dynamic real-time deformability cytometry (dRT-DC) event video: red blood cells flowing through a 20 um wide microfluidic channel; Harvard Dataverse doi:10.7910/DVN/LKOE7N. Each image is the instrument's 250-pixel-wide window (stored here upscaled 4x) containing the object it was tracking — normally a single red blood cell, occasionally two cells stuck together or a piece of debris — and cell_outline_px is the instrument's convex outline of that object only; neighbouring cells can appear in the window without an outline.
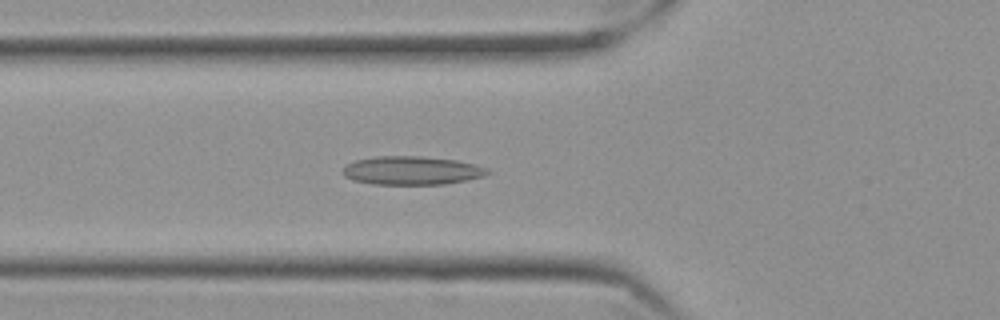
{"species": "Egyptian fruit bat (a non-hibernating species)", "species_latin": "Rousettus aegyptiacus", "temperature_condition": "cold", "stored_images_in_passage": 43, "camera_frame_rate_fps": 3000, "um_per_image_px": 0.085, "frame": {"image": 1, "passage_image": 11, "time_ms": 3.333, "image_size_px": [1000, 320], "cell_outline_px": [[492, 172], [484, 176], [444, 184], [372, 184], [352, 180], [344, 176], [344, 168], [348, 164], [356, 160], [376, 156], [420, 156], [456, 160], [488, 168]], "centroid_in_image_um": [35.0, 14.49], "position_along_channel_um": 90.8, "area_um2": 23.87}}
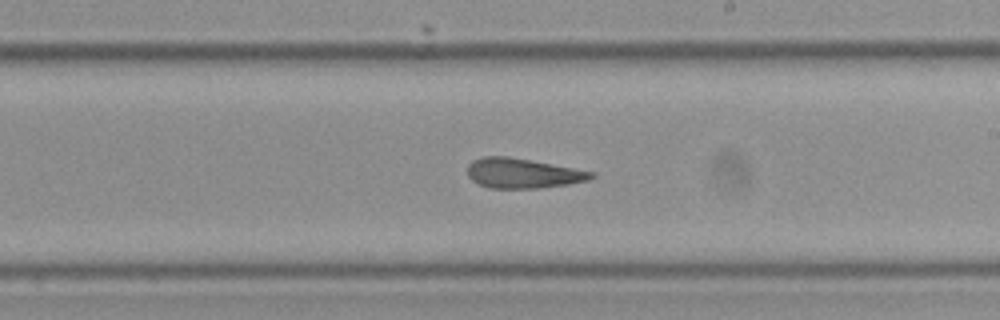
{"frame": {"image": 2, "passage_image": 24, "time_ms": 7.667, "image_size_px": [1000, 320], "cell_outline_px": [[596, 176], [588, 180], [568, 184], [540, 188], [488, 188], [472, 180], [468, 176], [468, 164], [472, 160], [480, 156], [508, 156], [596, 172]], "centroid_in_image_um": [44.43, 14.72], "position_along_channel_um": 244.6, "area_um2": 21.62}}
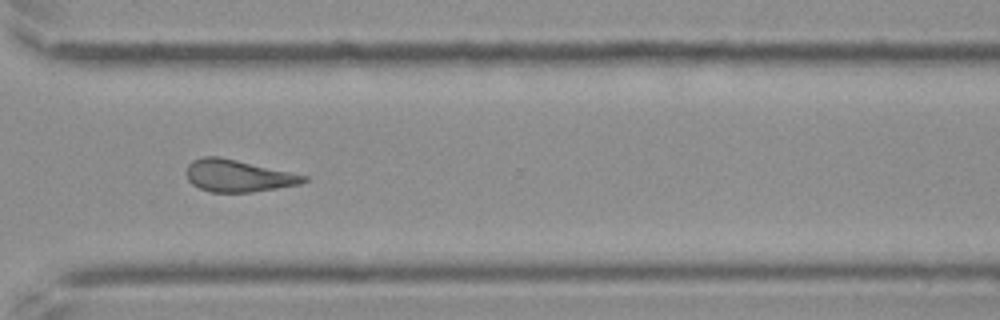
{"frame": {"image": 3, "passage_image": 33, "time_ms": 10.667, "image_size_px": [1000, 320], "cell_outline_px": [[308, 180], [300, 184], [252, 192], [212, 192], [200, 188], [192, 184], [188, 180], [184, 172], [188, 164], [192, 160], [204, 156], [220, 156], [308, 176]], "centroid_in_image_um": [20.19, 14.93], "position_along_channel_um": 350.4, "area_um2": 21.96}, "authors_computed_cell_mechanics": {"area_um2": 22.5998, "velocity_mm_per_s": 3.5353, "shape_relaxation_time_tau1_ms": null, "shape_relaxation_time_tau2_ms": 3.0223, "deformation_change_tau1": null, "deformation_change_tau2": 0.1273}}